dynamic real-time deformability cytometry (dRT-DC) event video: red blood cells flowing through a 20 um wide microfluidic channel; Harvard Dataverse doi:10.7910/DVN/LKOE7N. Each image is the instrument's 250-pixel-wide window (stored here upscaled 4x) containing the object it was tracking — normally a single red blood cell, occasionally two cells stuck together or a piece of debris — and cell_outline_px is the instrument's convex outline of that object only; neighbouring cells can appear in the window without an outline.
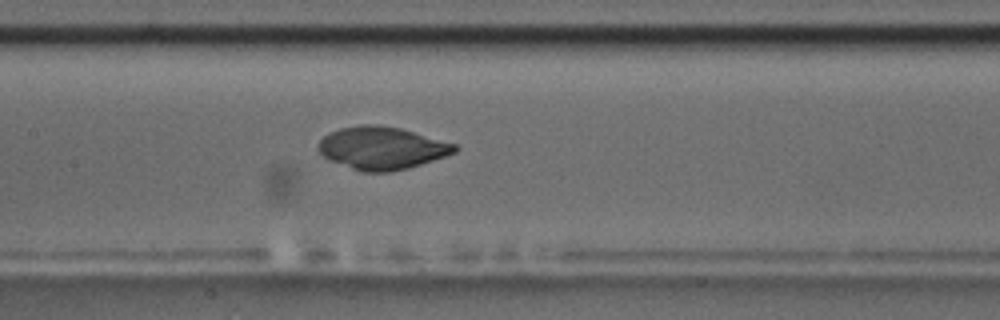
{"species": "common noctule bat (a hibernating species)", "species_latin": "Nyctalus noctula", "temperature_condition": "room temperature", "stored_images_in_passage": 41, "camera_frame_rate_fps": 3000, "um_per_image_px": 0.085, "animal": {"sex": "male", "body_mass_g": 17.5, "forearm_length_mm": 52.3}, "frame": {"image": 1, "passage_image": 12, "time_ms": 3.667, "image_size_px": [1000, 320], "cell_outline_px": [[460, 148], [456, 152], [408, 168], [392, 172], [360, 172], [328, 160], [316, 148], [316, 144], [328, 132], [340, 128], [360, 124], [376, 124], [400, 128], [456, 144]], "centroid_in_image_um": [32.41, 12.58], "position_along_channel_um": 175.0, "area_um2": 34.1}}